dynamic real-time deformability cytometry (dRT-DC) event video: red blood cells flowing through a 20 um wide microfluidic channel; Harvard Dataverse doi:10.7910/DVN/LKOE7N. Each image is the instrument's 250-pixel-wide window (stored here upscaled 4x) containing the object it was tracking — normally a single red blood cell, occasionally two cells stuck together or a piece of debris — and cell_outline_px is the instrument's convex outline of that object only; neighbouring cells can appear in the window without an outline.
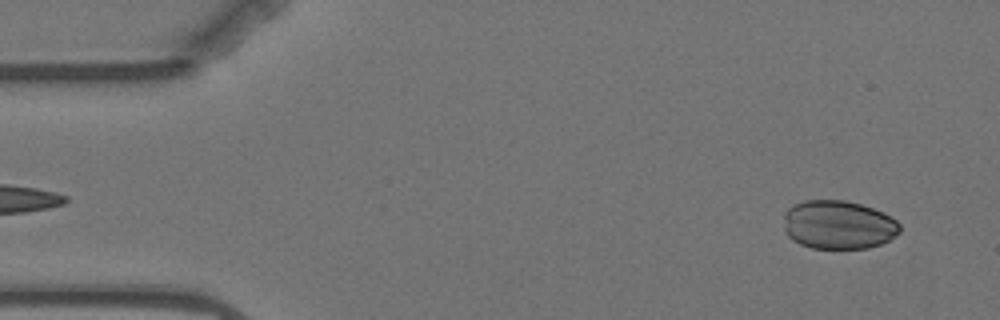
{"species": "Egyptian fruit bat (a non-hibernating species)", "species_latin": "Rousettus aegyptiacus", "temperature_condition": "warm", "stored_images_in_passage": 2, "segment_of_instrument_passage": [2, 2], "camera_frame_rate_fps": 3000, "um_per_image_px": 0.085, "animal": {"sex": "female"}, "frame": {"image": 1, "passage_image": 2, "time_ms": 1.333, "image_size_px": [1000, 320], "cell_outline_px": [[900, 232], [888, 240], [880, 244], [868, 248], [812, 248], [800, 244], [792, 240], [784, 232], [784, 212], [792, 204], [804, 200], [844, 200], [860, 204], [884, 212], [896, 220], [900, 224]], "centroid_in_image_um": [71.23, 19.1], "position_along_channel_um": 13.8, "area_um2": 33.18}}